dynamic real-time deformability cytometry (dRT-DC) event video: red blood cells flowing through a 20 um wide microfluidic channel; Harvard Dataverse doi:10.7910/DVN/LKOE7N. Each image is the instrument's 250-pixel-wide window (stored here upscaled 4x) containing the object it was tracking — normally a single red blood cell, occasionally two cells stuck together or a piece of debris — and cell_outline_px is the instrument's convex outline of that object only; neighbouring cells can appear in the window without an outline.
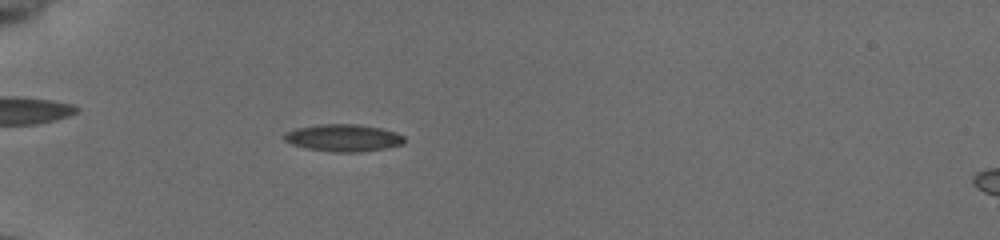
{"species": "common noctule bat (a hibernating species)", "species_latin": "Nyctalus noctula", "temperature_condition": "cold", "stored_images_in_passage": 51, "camera_frame_rate_fps": 3000, "um_per_image_px": 0.085, "animal": {"sex": "female", "body_mass_g": 19.5, "forearm_length_mm": 54.1}, "frame": {"image": 1, "passage_image": 15, "time_ms": 4.667, "image_size_px": [1000, 240], "cell_outline_px": [[404, 144], [388, 148], [360, 152], [332, 152], [308, 148], [292, 144], [284, 140], [284, 132], [296, 128], [316, 124], [360, 124], [380, 128], [396, 132], [404, 136]], "centroid_in_image_um": [29.2, 11.71], "position_along_channel_um": 55.8, "area_um2": 19.19}}
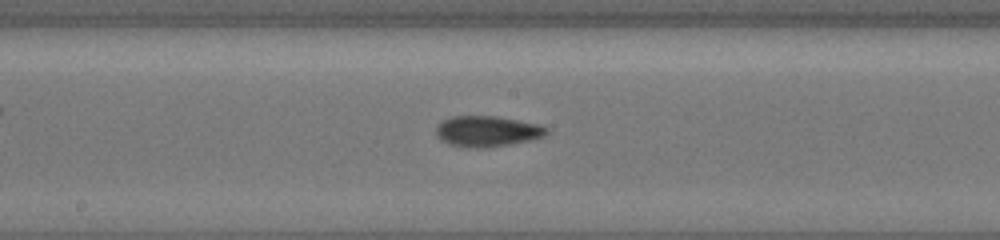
{"frame": {"image": 2, "passage_image": 28, "time_ms": 9.0, "image_size_px": [1000, 240], "cell_outline_px": [[548, 132], [544, 136], [532, 140], [484, 148], [472, 148], [448, 144], [440, 140], [436, 136], [436, 128], [444, 120], [452, 116], [496, 116], [540, 124], [548, 128]], "centroid_in_image_um": [41.42, 11.16], "position_along_channel_um": 206.8, "area_um2": 19.83}}
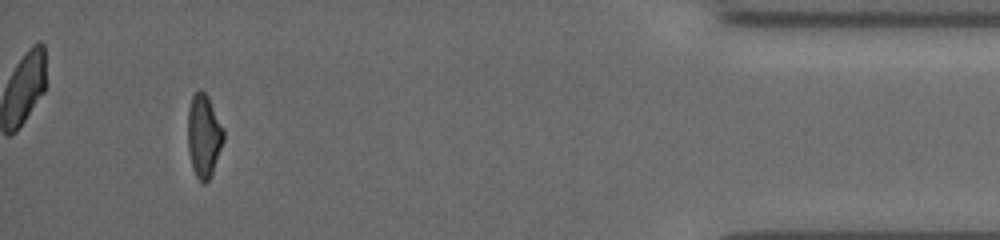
{"frame": {"image": 3, "passage_image": 48, "time_ms": 15.667, "image_size_px": [1000, 240], "cell_outline_px": [[224, 140], [212, 172], [208, 180], [204, 184], [196, 176], [192, 168], [188, 152], [188, 108], [192, 96], [200, 88], [208, 96], [224, 128]], "centroid_in_image_um": [17.32, 11.52], "position_along_channel_um": 417.9, "area_um2": 17.34}, "authors_computed_cell_mechanics": {"area_um2": 18.0336, "velocity_mm_per_s": 3.9443, "shape_relaxation_time_tau1_ms": 3.6739, "shape_relaxation_time_tau2_ms": 3.9645, "deformation_change_tau1": 0.142, "deformation_change_tau2": 0.1084}}